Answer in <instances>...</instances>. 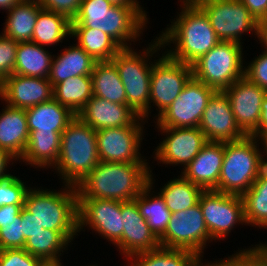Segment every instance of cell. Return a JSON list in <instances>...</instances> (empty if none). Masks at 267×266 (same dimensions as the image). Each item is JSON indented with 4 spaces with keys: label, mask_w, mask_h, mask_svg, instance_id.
Returning a JSON list of instances; mask_svg holds the SVG:
<instances>
[{
    "label": "cell",
    "mask_w": 267,
    "mask_h": 266,
    "mask_svg": "<svg viewBox=\"0 0 267 266\" xmlns=\"http://www.w3.org/2000/svg\"><path fill=\"white\" fill-rule=\"evenodd\" d=\"M121 202L108 199H78V233L88 226L121 251L123 222Z\"/></svg>",
    "instance_id": "cell-15"
},
{
    "label": "cell",
    "mask_w": 267,
    "mask_h": 266,
    "mask_svg": "<svg viewBox=\"0 0 267 266\" xmlns=\"http://www.w3.org/2000/svg\"><path fill=\"white\" fill-rule=\"evenodd\" d=\"M76 37V43L95 61H111L122 49L107 33L101 30L87 27H71V36Z\"/></svg>",
    "instance_id": "cell-31"
},
{
    "label": "cell",
    "mask_w": 267,
    "mask_h": 266,
    "mask_svg": "<svg viewBox=\"0 0 267 266\" xmlns=\"http://www.w3.org/2000/svg\"><path fill=\"white\" fill-rule=\"evenodd\" d=\"M157 38V39H156ZM153 43L142 52L130 48H122L111 61L115 64L126 92V105L144 120L149 114L150 78L153 54L163 48L156 37ZM134 50V51H133ZM151 56V57H150ZM149 61V62H148ZM149 63V64H148Z\"/></svg>",
    "instance_id": "cell-7"
},
{
    "label": "cell",
    "mask_w": 267,
    "mask_h": 266,
    "mask_svg": "<svg viewBox=\"0 0 267 266\" xmlns=\"http://www.w3.org/2000/svg\"><path fill=\"white\" fill-rule=\"evenodd\" d=\"M150 169L148 163L99 161L76 187L78 199L135 200L149 184Z\"/></svg>",
    "instance_id": "cell-2"
},
{
    "label": "cell",
    "mask_w": 267,
    "mask_h": 266,
    "mask_svg": "<svg viewBox=\"0 0 267 266\" xmlns=\"http://www.w3.org/2000/svg\"><path fill=\"white\" fill-rule=\"evenodd\" d=\"M154 61L150 78L149 113L153 103L158 107V117L179 96L193 77V70L192 65L174 60L166 53Z\"/></svg>",
    "instance_id": "cell-12"
},
{
    "label": "cell",
    "mask_w": 267,
    "mask_h": 266,
    "mask_svg": "<svg viewBox=\"0 0 267 266\" xmlns=\"http://www.w3.org/2000/svg\"><path fill=\"white\" fill-rule=\"evenodd\" d=\"M204 192L198 185L180 177L168 181L160 188V196L163 198L171 213L187 210L199 203L201 194Z\"/></svg>",
    "instance_id": "cell-35"
},
{
    "label": "cell",
    "mask_w": 267,
    "mask_h": 266,
    "mask_svg": "<svg viewBox=\"0 0 267 266\" xmlns=\"http://www.w3.org/2000/svg\"><path fill=\"white\" fill-rule=\"evenodd\" d=\"M91 77L93 96L104 98L113 103L126 105L124 85L112 61L96 62Z\"/></svg>",
    "instance_id": "cell-30"
},
{
    "label": "cell",
    "mask_w": 267,
    "mask_h": 266,
    "mask_svg": "<svg viewBox=\"0 0 267 266\" xmlns=\"http://www.w3.org/2000/svg\"><path fill=\"white\" fill-rule=\"evenodd\" d=\"M68 36H71V20L65 15L45 9L38 13L32 42L43 47H51V45L62 43Z\"/></svg>",
    "instance_id": "cell-32"
},
{
    "label": "cell",
    "mask_w": 267,
    "mask_h": 266,
    "mask_svg": "<svg viewBox=\"0 0 267 266\" xmlns=\"http://www.w3.org/2000/svg\"><path fill=\"white\" fill-rule=\"evenodd\" d=\"M20 1H23V2H39L40 0H20Z\"/></svg>",
    "instance_id": "cell-56"
},
{
    "label": "cell",
    "mask_w": 267,
    "mask_h": 266,
    "mask_svg": "<svg viewBox=\"0 0 267 266\" xmlns=\"http://www.w3.org/2000/svg\"><path fill=\"white\" fill-rule=\"evenodd\" d=\"M257 21L267 19V0H240Z\"/></svg>",
    "instance_id": "cell-46"
},
{
    "label": "cell",
    "mask_w": 267,
    "mask_h": 266,
    "mask_svg": "<svg viewBox=\"0 0 267 266\" xmlns=\"http://www.w3.org/2000/svg\"><path fill=\"white\" fill-rule=\"evenodd\" d=\"M21 221L22 216L19 213L16 220L0 222V250L24 248L26 241Z\"/></svg>",
    "instance_id": "cell-39"
},
{
    "label": "cell",
    "mask_w": 267,
    "mask_h": 266,
    "mask_svg": "<svg viewBox=\"0 0 267 266\" xmlns=\"http://www.w3.org/2000/svg\"><path fill=\"white\" fill-rule=\"evenodd\" d=\"M82 0H40L39 4L45 10L65 15L73 21L76 17Z\"/></svg>",
    "instance_id": "cell-44"
},
{
    "label": "cell",
    "mask_w": 267,
    "mask_h": 266,
    "mask_svg": "<svg viewBox=\"0 0 267 266\" xmlns=\"http://www.w3.org/2000/svg\"><path fill=\"white\" fill-rule=\"evenodd\" d=\"M121 213L123 222L121 254L125 255L126 260L127 257L160 247L159 239L151 231L134 200L121 202Z\"/></svg>",
    "instance_id": "cell-20"
},
{
    "label": "cell",
    "mask_w": 267,
    "mask_h": 266,
    "mask_svg": "<svg viewBox=\"0 0 267 266\" xmlns=\"http://www.w3.org/2000/svg\"><path fill=\"white\" fill-rule=\"evenodd\" d=\"M19 2L20 0H0V9L9 11Z\"/></svg>",
    "instance_id": "cell-53"
},
{
    "label": "cell",
    "mask_w": 267,
    "mask_h": 266,
    "mask_svg": "<svg viewBox=\"0 0 267 266\" xmlns=\"http://www.w3.org/2000/svg\"><path fill=\"white\" fill-rule=\"evenodd\" d=\"M52 55L46 48L32 41L19 42L13 74L27 77L48 78Z\"/></svg>",
    "instance_id": "cell-27"
},
{
    "label": "cell",
    "mask_w": 267,
    "mask_h": 266,
    "mask_svg": "<svg viewBox=\"0 0 267 266\" xmlns=\"http://www.w3.org/2000/svg\"><path fill=\"white\" fill-rule=\"evenodd\" d=\"M49 190L30 188L24 208L44 229L59 231L69 242L78 235V192L75 186Z\"/></svg>",
    "instance_id": "cell-4"
},
{
    "label": "cell",
    "mask_w": 267,
    "mask_h": 266,
    "mask_svg": "<svg viewBox=\"0 0 267 266\" xmlns=\"http://www.w3.org/2000/svg\"><path fill=\"white\" fill-rule=\"evenodd\" d=\"M14 160L16 161L17 159L13 157L8 151L0 148V180L10 175V173L7 172L6 168L9 167V162H12L13 164Z\"/></svg>",
    "instance_id": "cell-48"
},
{
    "label": "cell",
    "mask_w": 267,
    "mask_h": 266,
    "mask_svg": "<svg viewBox=\"0 0 267 266\" xmlns=\"http://www.w3.org/2000/svg\"><path fill=\"white\" fill-rule=\"evenodd\" d=\"M94 130L132 125L140 116L128 105L92 96L76 115Z\"/></svg>",
    "instance_id": "cell-22"
},
{
    "label": "cell",
    "mask_w": 267,
    "mask_h": 266,
    "mask_svg": "<svg viewBox=\"0 0 267 266\" xmlns=\"http://www.w3.org/2000/svg\"><path fill=\"white\" fill-rule=\"evenodd\" d=\"M0 98L5 105L27 109L53 98V86L48 78L12 74L0 82Z\"/></svg>",
    "instance_id": "cell-19"
},
{
    "label": "cell",
    "mask_w": 267,
    "mask_h": 266,
    "mask_svg": "<svg viewBox=\"0 0 267 266\" xmlns=\"http://www.w3.org/2000/svg\"><path fill=\"white\" fill-rule=\"evenodd\" d=\"M147 23V14L141 6L113 5L108 0H82L71 27L96 28L107 33L122 48H130L131 42L141 37Z\"/></svg>",
    "instance_id": "cell-3"
},
{
    "label": "cell",
    "mask_w": 267,
    "mask_h": 266,
    "mask_svg": "<svg viewBox=\"0 0 267 266\" xmlns=\"http://www.w3.org/2000/svg\"><path fill=\"white\" fill-rule=\"evenodd\" d=\"M250 248V249H249ZM240 250L228 258L216 260L213 266H265L263 258L252 247Z\"/></svg>",
    "instance_id": "cell-42"
},
{
    "label": "cell",
    "mask_w": 267,
    "mask_h": 266,
    "mask_svg": "<svg viewBox=\"0 0 267 266\" xmlns=\"http://www.w3.org/2000/svg\"><path fill=\"white\" fill-rule=\"evenodd\" d=\"M47 266H63L62 263L59 265H47Z\"/></svg>",
    "instance_id": "cell-57"
},
{
    "label": "cell",
    "mask_w": 267,
    "mask_h": 266,
    "mask_svg": "<svg viewBox=\"0 0 267 266\" xmlns=\"http://www.w3.org/2000/svg\"><path fill=\"white\" fill-rule=\"evenodd\" d=\"M242 199L246 224L255 228H267V167L242 195Z\"/></svg>",
    "instance_id": "cell-36"
},
{
    "label": "cell",
    "mask_w": 267,
    "mask_h": 266,
    "mask_svg": "<svg viewBox=\"0 0 267 266\" xmlns=\"http://www.w3.org/2000/svg\"><path fill=\"white\" fill-rule=\"evenodd\" d=\"M225 142H207L198 155L182 168V176L204 191L218 186L224 158Z\"/></svg>",
    "instance_id": "cell-21"
},
{
    "label": "cell",
    "mask_w": 267,
    "mask_h": 266,
    "mask_svg": "<svg viewBox=\"0 0 267 266\" xmlns=\"http://www.w3.org/2000/svg\"><path fill=\"white\" fill-rule=\"evenodd\" d=\"M63 49V52L53 55L49 81L54 87L56 84L75 76L91 75L95 61L80 46L73 44Z\"/></svg>",
    "instance_id": "cell-25"
},
{
    "label": "cell",
    "mask_w": 267,
    "mask_h": 266,
    "mask_svg": "<svg viewBox=\"0 0 267 266\" xmlns=\"http://www.w3.org/2000/svg\"><path fill=\"white\" fill-rule=\"evenodd\" d=\"M93 96L91 75L68 78L53 87V98L75 115Z\"/></svg>",
    "instance_id": "cell-33"
},
{
    "label": "cell",
    "mask_w": 267,
    "mask_h": 266,
    "mask_svg": "<svg viewBox=\"0 0 267 266\" xmlns=\"http://www.w3.org/2000/svg\"><path fill=\"white\" fill-rule=\"evenodd\" d=\"M215 92L192 77L179 96L156 118L157 129L199 127L207 103Z\"/></svg>",
    "instance_id": "cell-11"
},
{
    "label": "cell",
    "mask_w": 267,
    "mask_h": 266,
    "mask_svg": "<svg viewBox=\"0 0 267 266\" xmlns=\"http://www.w3.org/2000/svg\"><path fill=\"white\" fill-rule=\"evenodd\" d=\"M0 113V148L8 151L17 161L22 157L29 130L25 109L4 106Z\"/></svg>",
    "instance_id": "cell-23"
},
{
    "label": "cell",
    "mask_w": 267,
    "mask_h": 266,
    "mask_svg": "<svg viewBox=\"0 0 267 266\" xmlns=\"http://www.w3.org/2000/svg\"><path fill=\"white\" fill-rule=\"evenodd\" d=\"M26 182L19 177L9 175L0 180V207L6 205H24L28 190Z\"/></svg>",
    "instance_id": "cell-38"
},
{
    "label": "cell",
    "mask_w": 267,
    "mask_h": 266,
    "mask_svg": "<svg viewBox=\"0 0 267 266\" xmlns=\"http://www.w3.org/2000/svg\"><path fill=\"white\" fill-rule=\"evenodd\" d=\"M211 239H225L237 224L246 225L242 196L204 191L199 199Z\"/></svg>",
    "instance_id": "cell-14"
},
{
    "label": "cell",
    "mask_w": 267,
    "mask_h": 266,
    "mask_svg": "<svg viewBox=\"0 0 267 266\" xmlns=\"http://www.w3.org/2000/svg\"><path fill=\"white\" fill-rule=\"evenodd\" d=\"M193 1L205 12L220 41L243 44L244 32L256 35L258 21L240 0Z\"/></svg>",
    "instance_id": "cell-9"
},
{
    "label": "cell",
    "mask_w": 267,
    "mask_h": 266,
    "mask_svg": "<svg viewBox=\"0 0 267 266\" xmlns=\"http://www.w3.org/2000/svg\"><path fill=\"white\" fill-rule=\"evenodd\" d=\"M20 214L22 216V229L25 241L34 234L42 232L43 226L40 225L33 217H31V213L27 211L24 207L21 208Z\"/></svg>",
    "instance_id": "cell-45"
},
{
    "label": "cell",
    "mask_w": 267,
    "mask_h": 266,
    "mask_svg": "<svg viewBox=\"0 0 267 266\" xmlns=\"http://www.w3.org/2000/svg\"><path fill=\"white\" fill-rule=\"evenodd\" d=\"M208 242H212V239L200 203L187 210L171 213L166 231L159 238L161 247L186 249L200 258Z\"/></svg>",
    "instance_id": "cell-10"
},
{
    "label": "cell",
    "mask_w": 267,
    "mask_h": 266,
    "mask_svg": "<svg viewBox=\"0 0 267 266\" xmlns=\"http://www.w3.org/2000/svg\"><path fill=\"white\" fill-rule=\"evenodd\" d=\"M266 129H267V94L262 102L259 126L251 135L257 137L263 130Z\"/></svg>",
    "instance_id": "cell-50"
},
{
    "label": "cell",
    "mask_w": 267,
    "mask_h": 266,
    "mask_svg": "<svg viewBox=\"0 0 267 266\" xmlns=\"http://www.w3.org/2000/svg\"><path fill=\"white\" fill-rule=\"evenodd\" d=\"M242 47L240 43L220 41L192 64L193 77L216 92L224 91L244 76Z\"/></svg>",
    "instance_id": "cell-8"
},
{
    "label": "cell",
    "mask_w": 267,
    "mask_h": 266,
    "mask_svg": "<svg viewBox=\"0 0 267 266\" xmlns=\"http://www.w3.org/2000/svg\"><path fill=\"white\" fill-rule=\"evenodd\" d=\"M244 76L267 92V53L262 52L248 66H244Z\"/></svg>",
    "instance_id": "cell-43"
},
{
    "label": "cell",
    "mask_w": 267,
    "mask_h": 266,
    "mask_svg": "<svg viewBox=\"0 0 267 266\" xmlns=\"http://www.w3.org/2000/svg\"><path fill=\"white\" fill-rule=\"evenodd\" d=\"M257 142L258 139L252 135L225 142L219 182L214 191L240 196L248 191L267 167Z\"/></svg>",
    "instance_id": "cell-6"
},
{
    "label": "cell",
    "mask_w": 267,
    "mask_h": 266,
    "mask_svg": "<svg viewBox=\"0 0 267 266\" xmlns=\"http://www.w3.org/2000/svg\"><path fill=\"white\" fill-rule=\"evenodd\" d=\"M24 205H6L0 207V222H9L16 220V216L20 213Z\"/></svg>",
    "instance_id": "cell-47"
},
{
    "label": "cell",
    "mask_w": 267,
    "mask_h": 266,
    "mask_svg": "<svg viewBox=\"0 0 267 266\" xmlns=\"http://www.w3.org/2000/svg\"><path fill=\"white\" fill-rule=\"evenodd\" d=\"M141 123H140V122ZM142 117L132 125L96 130L97 150L100 161L120 163H148L139 148L144 139ZM143 123V124H142ZM139 151V152H138Z\"/></svg>",
    "instance_id": "cell-13"
},
{
    "label": "cell",
    "mask_w": 267,
    "mask_h": 266,
    "mask_svg": "<svg viewBox=\"0 0 267 266\" xmlns=\"http://www.w3.org/2000/svg\"><path fill=\"white\" fill-rule=\"evenodd\" d=\"M256 252L263 258L264 262H265V266H267V244H262L260 242V244L255 245V247H253Z\"/></svg>",
    "instance_id": "cell-51"
},
{
    "label": "cell",
    "mask_w": 267,
    "mask_h": 266,
    "mask_svg": "<svg viewBox=\"0 0 267 266\" xmlns=\"http://www.w3.org/2000/svg\"><path fill=\"white\" fill-rule=\"evenodd\" d=\"M68 243L70 242L59 231L42 229V232L31 235L26 240L24 249L47 265H59L60 256L69 246Z\"/></svg>",
    "instance_id": "cell-34"
},
{
    "label": "cell",
    "mask_w": 267,
    "mask_h": 266,
    "mask_svg": "<svg viewBox=\"0 0 267 266\" xmlns=\"http://www.w3.org/2000/svg\"><path fill=\"white\" fill-rule=\"evenodd\" d=\"M30 132H59L60 134L76 115L52 98L49 101L25 109Z\"/></svg>",
    "instance_id": "cell-24"
},
{
    "label": "cell",
    "mask_w": 267,
    "mask_h": 266,
    "mask_svg": "<svg viewBox=\"0 0 267 266\" xmlns=\"http://www.w3.org/2000/svg\"><path fill=\"white\" fill-rule=\"evenodd\" d=\"M202 259L201 258H199L192 266H213L212 265V261H208V263H204V265H203V263H201L202 261H201Z\"/></svg>",
    "instance_id": "cell-55"
},
{
    "label": "cell",
    "mask_w": 267,
    "mask_h": 266,
    "mask_svg": "<svg viewBox=\"0 0 267 266\" xmlns=\"http://www.w3.org/2000/svg\"><path fill=\"white\" fill-rule=\"evenodd\" d=\"M99 161L96 130L76 116L61 133L59 158L52 168L64 185L77 187Z\"/></svg>",
    "instance_id": "cell-5"
},
{
    "label": "cell",
    "mask_w": 267,
    "mask_h": 266,
    "mask_svg": "<svg viewBox=\"0 0 267 266\" xmlns=\"http://www.w3.org/2000/svg\"><path fill=\"white\" fill-rule=\"evenodd\" d=\"M199 129L208 142H230L246 136L237 125L230 101L223 91L215 92L209 99Z\"/></svg>",
    "instance_id": "cell-18"
},
{
    "label": "cell",
    "mask_w": 267,
    "mask_h": 266,
    "mask_svg": "<svg viewBox=\"0 0 267 266\" xmlns=\"http://www.w3.org/2000/svg\"><path fill=\"white\" fill-rule=\"evenodd\" d=\"M200 257L186 249L158 247L127 258L128 266H192Z\"/></svg>",
    "instance_id": "cell-37"
},
{
    "label": "cell",
    "mask_w": 267,
    "mask_h": 266,
    "mask_svg": "<svg viewBox=\"0 0 267 266\" xmlns=\"http://www.w3.org/2000/svg\"><path fill=\"white\" fill-rule=\"evenodd\" d=\"M165 139L155 149V159L166 165H183L184 168L198 155L208 142L199 127L159 128Z\"/></svg>",
    "instance_id": "cell-16"
},
{
    "label": "cell",
    "mask_w": 267,
    "mask_h": 266,
    "mask_svg": "<svg viewBox=\"0 0 267 266\" xmlns=\"http://www.w3.org/2000/svg\"><path fill=\"white\" fill-rule=\"evenodd\" d=\"M42 9L39 2L20 1L6 11L8 16L1 34L17 42L31 41L38 13Z\"/></svg>",
    "instance_id": "cell-28"
},
{
    "label": "cell",
    "mask_w": 267,
    "mask_h": 266,
    "mask_svg": "<svg viewBox=\"0 0 267 266\" xmlns=\"http://www.w3.org/2000/svg\"><path fill=\"white\" fill-rule=\"evenodd\" d=\"M228 97L237 125L251 135L259 126L262 102L267 92L245 76L223 91Z\"/></svg>",
    "instance_id": "cell-17"
},
{
    "label": "cell",
    "mask_w": 267,
    "mask_h": 266,
    "mask_svg": "<svg viewBox=\"0 0 267 266\" xmlns=\"http://www.w3.org/2000/svg\"><path fill=\"white\" fill-rule=\"evenodd\" d=\"M152 174L151 170L149 184L140 192L134 201L137 203L139 211L147 221L151 231L159 239L166 231L171 212L168 210L159 193H156L158 195H153L154 191L151 190L153 189L152 185L155 182H153L154 178Z\"/></svg>",
    "instance_id": "cell-29"
},
{
    "label": "cell",
    "mask_w": 267,
    "mask_h": 266,
    "mask_svg": "<svg viewBox=\"0 0 267 266\" xmlns=\"http://www.w3.org/2000/svg\"><path fill=\"white\" fill-rule=\"evenodd\" d=\"M256 36L264 47L262 52L267 53V19L258 21Z\"/></svg>",
    "instance_id": "cell-49"
},
{
    "label": "cell",
    "mask_w": 267,
    "mask_h": 266,
    "mask_svg": "<svg viewBox=\"0 0 267 266\" xmlns=\"http://www.w3.org/2000/svg\"><path fill=\"white\" fill-rule=\"evenodd\" d=\"M0 266H47V264L24 248H14L0 250Z\"/></svg>",
    "instance_id": "cell-40"
},
{
    "label": "cell",
    "mask_w": 267,
    "mask_h": 266,
    "mask_svg": "<svg viewBox=\"0 0 267 266\" xmlns=\"http://www.w3.org/2000/svg\"><path fill=\"white\" fill-rule=\"evenodd\" d=\"M257 139H258V141H260V142H258V144L259 143H261L260 145H262L263 144V151H266L265 153V156L267 155V129L266 130H263L257 137H256ZM265 162V165L267 166V161H264Z\"/></svg>",
    "instance_id": "cell-54"
},
{
    "label": "cell",
    "mask_w": 267,
    "mask_h": 266,
    "mask_svg": "<svg viewBox=\"0 0 267 266\" xmlns=\"http://www.w3.org/2000/svg\"><path fill=\"white\" fill-rule=\"evenodd\" d=\"M113 5L141 6L138 0H108Z\"/></svg>",
    "instance_id": "cell-52"
},
{
    "label": "cell",
    "mask_w": 267,
    "mask_h": 266,
    "mask_svg": "<svg viewBox=\"0 0 267 266\" xmlns=\"http://www.w3.org/2000/svg\"><path fill=\"white\" fill-rule=\"evenodd\" d=\"M18 43L2 34L0 35V82L13 74Z\"/></svg>",
    "instance_id": "cell-41"
},
{
    "label": "cell",
    "mask_w": 267,
    "mask_h": 266,
    "mask_svg": "<svg viewBox=\"0 0 267 266\" xmlns=\"http://www.w3.org/2000/svg\"><path fill=\"white\" fill-rule=\"evenodd\" d=\"M179 12L159 39L162 46L174 44L173 49L164 52L174 60L192 65L202 55L220 42L209 18L193 0H180ZM183 4V5H182ZM166 44V45H165ZM176 44V45H175Z\"/></svg>",
    "instance_id": "cell-1"
},
{
    "label": "cell",
    "mask_w": 267,
    "mask_h": 266,
    "mask_svg": "<svg viewBox=\"0 0 267 266\" xmlns=\"http://www.w3.org/2000/svg\"><path fill=\"white\" fill-rule=\"evenodd\" d=\"M61 134L59 132H30L26 149L20 158L36 168L54 167L60 153Z\"/></svg>",
    "instance_id": "cell-26"
}]
</instances>
